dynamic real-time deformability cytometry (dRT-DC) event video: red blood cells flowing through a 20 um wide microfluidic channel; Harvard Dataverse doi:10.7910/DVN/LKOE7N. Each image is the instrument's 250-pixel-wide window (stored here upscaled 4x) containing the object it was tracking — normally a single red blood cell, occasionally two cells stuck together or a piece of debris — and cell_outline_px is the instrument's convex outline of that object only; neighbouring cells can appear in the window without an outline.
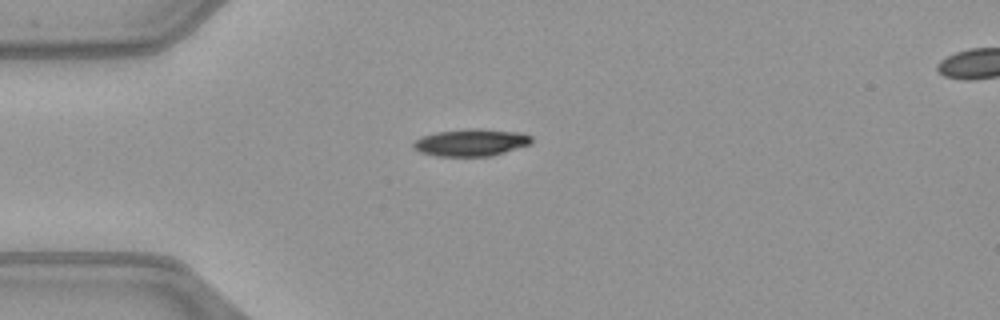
{"species": "common noctule bat (a hibernating species)", "species_latin": "Nyctalus noctula", "temperature_condition": "warm", "stored_images_in_passage": 38, "camera_frame_rate_fps": 3000, "um_per_image_px": 0.085, "animal": {"sex": "female", "body_mass_g": 21.9}, "frame": {"image": 1, "passage_image": 1, "time_ms": 0.0, "image_size_px": [1000, 320], "cell_outline_px": [[532, 144], [492, 156], [436, 156], [420, 152], [412, 148], [412, 144], [420, 136], [436, 132], [468, 128], [480, 128], [520, 132], [532, 136]], "centroid_in_image_um": [40.04, 12.1], "position_along_channel_um": 45.0, "area_um2": 19.02}}
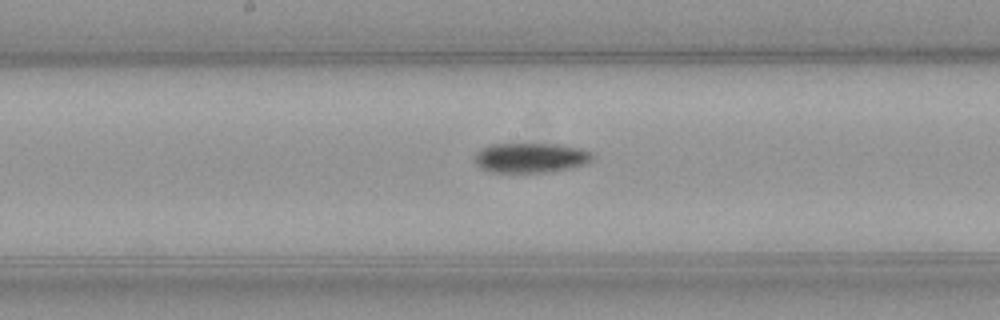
{"frame": {"image": 2, "passage_image": 14, "time_ms": 4.333, "image_size_px": [1000, 320], "cell_outline_px": [[592, 160], [588, 164], [568, 168], [544, 172], [492, 172], [480, 168], [476, 164], [476, 152], [488, 144], [560, 144], [580, 148], [592, 152]], "centroid_in_image_um": [45.12, 13.4], "position_along_channel_um": 203.1, "area_um2": 20.46}}
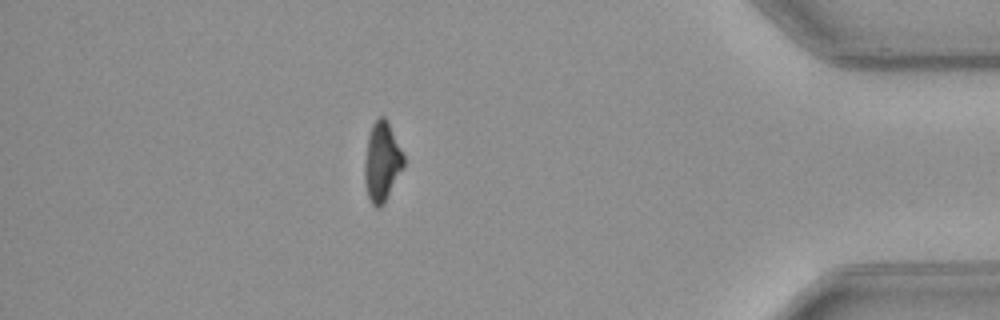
{"frame": {"image": 3, "passage_image": 32, "time_ms": 10.333, "image_size_px": [1000, 320], "cell_outline_px": [[404, 168], [380, 208], [376, 208], [372, 204], [368, 196], [364, 180], [364, 160], [368, 136], [372, 124], [380, 116], [384, 116], [388, 120], [404, 156]], "centroid_in_image_um": [32.46, 13.73], "position_along_channel_um": 402.7, "area_um2": 18.09}, "authors_computed_cell_mechanics": {"area_um2": 19.8543, "velocity_mm_per_s": 4.0679, "shape_relaxation_time_tau1_ms": 3.3907, "shape_relaxation_time_tau2_ms": null, "deformation_change_tau1": 0.1411, "deformation_change_tau2": null}}